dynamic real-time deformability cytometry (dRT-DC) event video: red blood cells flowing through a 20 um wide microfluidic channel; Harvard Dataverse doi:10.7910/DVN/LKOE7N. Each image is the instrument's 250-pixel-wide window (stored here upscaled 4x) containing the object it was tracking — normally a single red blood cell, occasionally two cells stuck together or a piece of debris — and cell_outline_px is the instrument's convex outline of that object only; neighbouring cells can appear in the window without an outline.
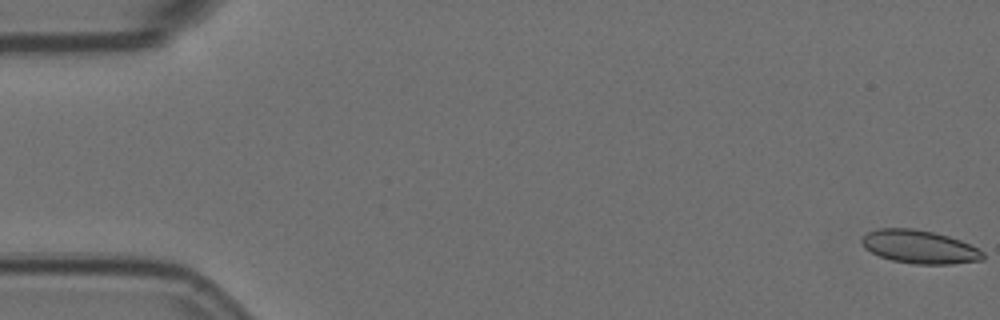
{"species": "Egyptian fruit bat (a non-hibernating species)", "species_latin": "Rousettus aegyptiacus", "temperature_condition": "room temperature", "stored_images_in_passage": 9, "camera_frame_rate_fps": 3000, "um_per_image_px": 0.085, "animal": {"sex": "female"}, "frame": {"image": 1, "passage_image": 1, "time_ms": 0.0, "image_size_px": [1000, 320], "cell_outline_px": [[984, 260], [952, 264], [912, 264], [892, 260], [880, 256], [864, 248], [860, 240], [868, 232], [880, 228], [912, 228], [932, 232], [948, 236], [960, 240], [984, 252]], "centroid_in_image_um": [78.16, 20.99], "position_along_channel_um": 6.8, "area_um2": 23.41}}